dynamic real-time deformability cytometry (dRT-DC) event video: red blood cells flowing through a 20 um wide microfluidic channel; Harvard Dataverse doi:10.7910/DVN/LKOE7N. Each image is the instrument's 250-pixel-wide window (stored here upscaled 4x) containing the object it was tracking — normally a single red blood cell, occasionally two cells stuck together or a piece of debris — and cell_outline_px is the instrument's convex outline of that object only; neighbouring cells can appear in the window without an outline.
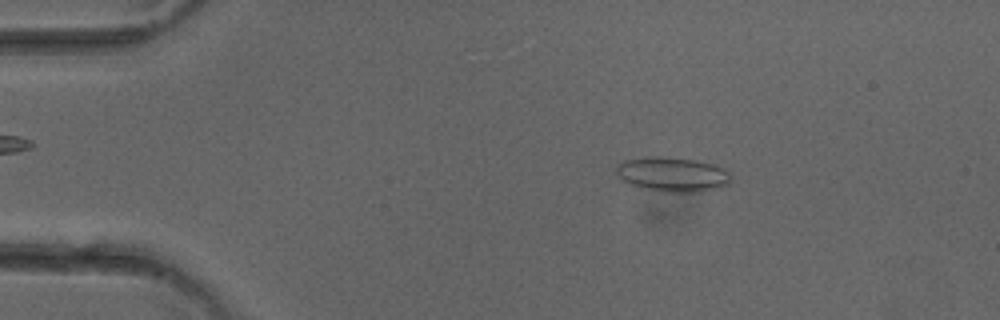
{"species": "common noctule bat (a hibernating species)", "species_latin": "Nyctalus noctula", "temperature_condition": "cold", "stored_images_in_passage": 50, "camera_frame_rate_fps": 3000, "um_per_image_px": 0.085, "animal": {"sex": "female"}, "frame": {"image": 1, "passage_image": 8, "time_ms": 2.333, "image_size_px": [1000, 320], "cell_outline_px": [[732, 180], [728, 184], [716, 188], [700, 192], [660, 192], [640, 188], [620, 180], [616, 172], [616, 168], [624, 160], [648, 156], [660, 156], [696, 160], [712, 164], [728, 172], [732, 176]], "centroid_in_image_um": [57.13, 14.83], "position_along_channel_um": 27.9, "area_um2": 23.29}}
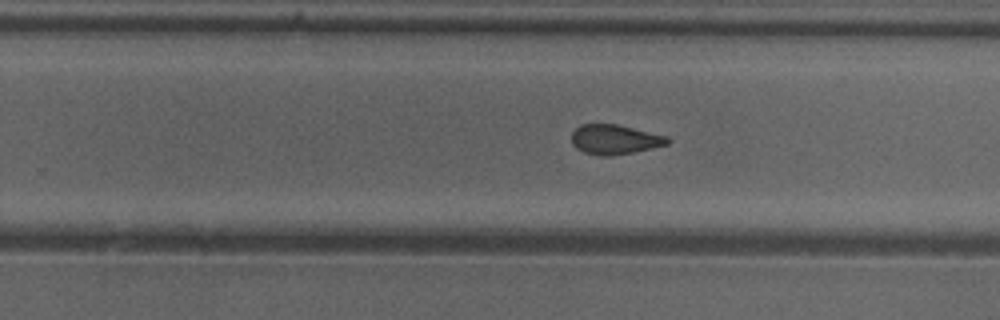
{"frame": {"image": 2, "passage_image": 31, "time_ms": 10.0, "image_size_px": [1000, 320], "cell_outline_px": [[672, 140], [668, 144], [652, 148], [632, 152], [608, 156], [600, 156], [584, 152], [576, 148], [572, 144], [572, 132], [580, 124], [616, 124], [668, 136]], "centroid_in_image_um": [52.26, 11.85], "position_along_channel_um": 277.5, "area_um2": 16.59}}
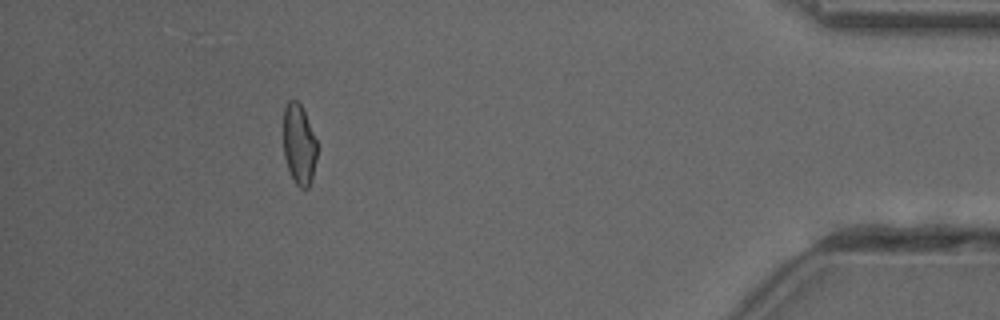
{"frame": {"image": 3, "passage_image": 45, "time_ms": 14.667, "image_size_px": [1000, 320], "cell_outline_px": [[316, 160], [312, 180], [308, 188], [300, 188], [296, 184], [288, 168], [284, 156], [284, 108], [288, 100], [296, 100], [300, 104], [304, 112], [316, 140]], "centroid_in_image_um": [25.42, 12.29], "position_along_channel_um": 409.8, "area_um2": 15.55}}